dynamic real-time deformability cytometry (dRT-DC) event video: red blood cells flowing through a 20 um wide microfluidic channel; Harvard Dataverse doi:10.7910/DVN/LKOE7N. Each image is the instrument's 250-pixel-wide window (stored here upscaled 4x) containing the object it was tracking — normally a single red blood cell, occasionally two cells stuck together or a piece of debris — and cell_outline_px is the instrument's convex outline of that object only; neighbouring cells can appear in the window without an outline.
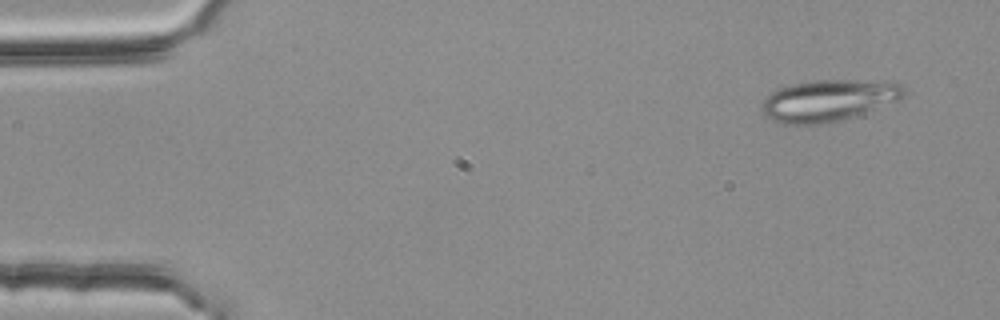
{"species": "common noctule bat (a hibernating species)", "species_latin": "Nyctalus noctula", "temperature_condition": "room temperature", "stored_images_in_passage": 3, "camera_frame_rate_fps": 3000, "um_per_image_px": 0.085, "animal": {"sex": "female", "body_mass_g": 25.1}, "frame": {"image": 1, "passage_image": 1, "time_ms": 0.0, "image_size_px": [1000, 320], "cell_outline_px": [[908, 92], [900, 100], [840, 120], [820, 124], [784, 124], [772, 120], [760, 108], [760, 104], [776, 88], [792, 84], [816, 80], [900, 80], [904, 84]], "centroid_in_image_um": [70.51, 8.5], "position_along_channel_um": 14.5, "area_um2": 34.85}}